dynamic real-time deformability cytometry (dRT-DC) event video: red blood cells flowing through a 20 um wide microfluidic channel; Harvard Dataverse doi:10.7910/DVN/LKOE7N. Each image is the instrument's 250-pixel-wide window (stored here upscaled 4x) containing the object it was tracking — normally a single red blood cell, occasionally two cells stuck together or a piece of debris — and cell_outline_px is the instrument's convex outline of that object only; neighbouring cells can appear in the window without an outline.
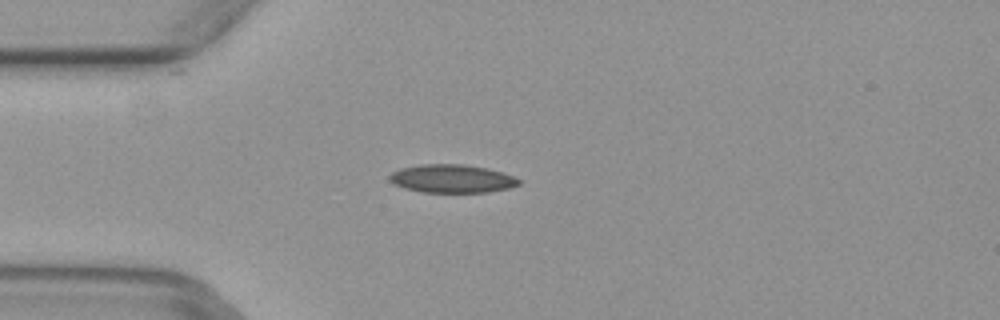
{"species": "common noctule bat (a hibernating species)", "species_latin": "Nyctalus noctula", "temperature_condition": "warm", "stored_images_in_passage": 5, "camera_frame_rate_fps": 3000, "um_per_image_px": 0.085, "animal": {"sex": "female", "body_mass_g": 29.2, "forearm_length_mm": 56.3}, "frame": {"image": 1, "passage_image": 4, "time_ms": 1.0, "image_size_px": [1000, 320], "cell_outline_px": [[520, 184], [508, 188], [488, 192], [420, 192], [404, 188], [392, 184], [388, 180], [388, 176], [392, 172], [400, 168], [420, 164], [464, 164], [488, 168], [512, 176], [520, 180]], "centroid_in_image_um": [38.35, 15.18], "position_along_channel_um": 46.6, "area_um2": 21.39}}